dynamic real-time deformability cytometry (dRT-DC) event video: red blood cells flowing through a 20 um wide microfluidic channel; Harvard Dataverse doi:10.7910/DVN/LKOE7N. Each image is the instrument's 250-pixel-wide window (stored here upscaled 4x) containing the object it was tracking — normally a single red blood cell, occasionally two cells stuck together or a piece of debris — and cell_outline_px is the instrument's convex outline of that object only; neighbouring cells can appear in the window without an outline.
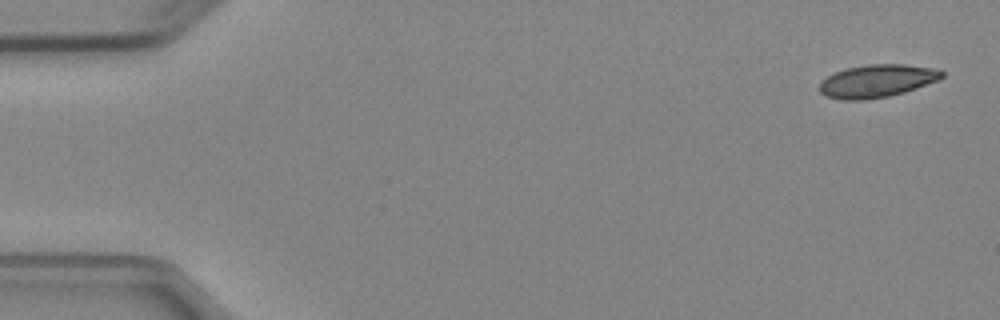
{"species": "Egyptian fruit bat (a non-hibernating species)", "species_latin": "Rousettus aegyptiacus", "temperature_condition": "cold", "stored_images_in_passage": 6, "camera_frame_rate_fps": 3000, "um_per_image_px": 0.085, "animal": {"sex": "female"}, "frame": {"image": 1, "passage_image": 1, "time_ms": 0.0, "image_size_px": [1000, 320], "cell_outline_px": [[944, 76], [940, 80], [904, 92], [888, 96], [864, 100], [844, 100], [824, 96], [820, 92], [820, 80], [844, 68], [868, 64], [904, 64], [932, 68], [944, 72]], "centroid_in_image_um": [74.53, 6.88], "position_along_channel_um": 10.5, "area_um2": 23.47}}
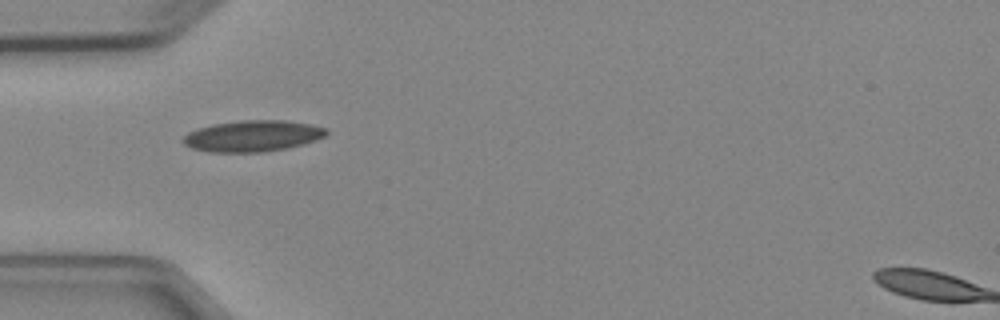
{"frame": {"image": 2, "passage_image": 5, "time_ms": 4.667, "image_size_px": [1000, 320], "cell_outline_px": [[328, 132], [324, 136], [316, 140], [304, 144], [288, 148], [260, 152], [208, 152], [192, 148], [184, 144], [180, 140], [188, 132], [196, 128], [212, 124], [240, 120], [284, 120], [312, 124], [328, 128]], "centroid_in_image_um": [21.46, 11.55], "position_along_channel_um": 63.5, "area_um2": 26.36}}